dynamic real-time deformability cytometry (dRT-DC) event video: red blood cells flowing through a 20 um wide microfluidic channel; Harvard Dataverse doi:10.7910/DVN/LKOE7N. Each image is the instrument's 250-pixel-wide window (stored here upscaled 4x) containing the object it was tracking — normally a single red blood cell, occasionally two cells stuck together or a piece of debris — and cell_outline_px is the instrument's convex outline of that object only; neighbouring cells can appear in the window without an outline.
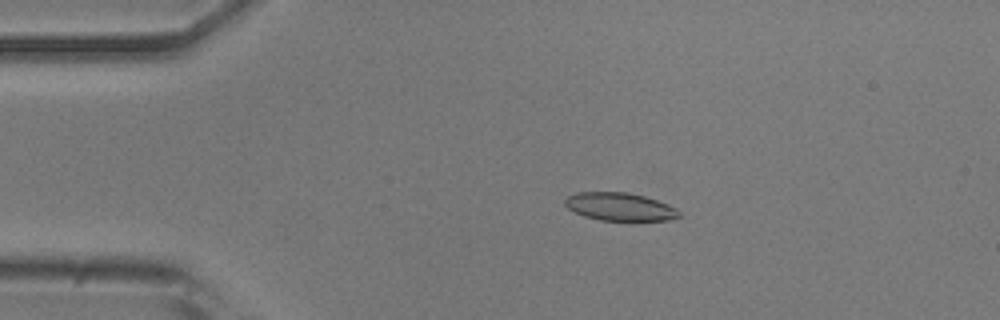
{"species": "common noctule bat (a hibernating species)", "species_latin": "Nyctalus noctula", "temperature_condition": "room temperature", "stored_images_in_passage": 52, "camera_frame_rate_fps": 3000, "um_per_image_px": 0.085, "animal": {"sex": "male", "body_mass_g": 20.5, "forearm_length_mm": 52.5}, "frame": {"image": 1, "passage_image": 10, "time_ms": 3.0, "image_size_px": [1000, 320], "cell_outline_px": [[684, 216], [668, 220], [600, 220], [584, 216], [568, 208], [564, 204], [564, 200], [568, 196], [576, 192], [624, 192], [644, 196], [668, 204], [676, 208]], "centroid_in_image_um": [52.7, 17.57], "position_along_channel_um": 32.3, "area_um2": 18.55}}
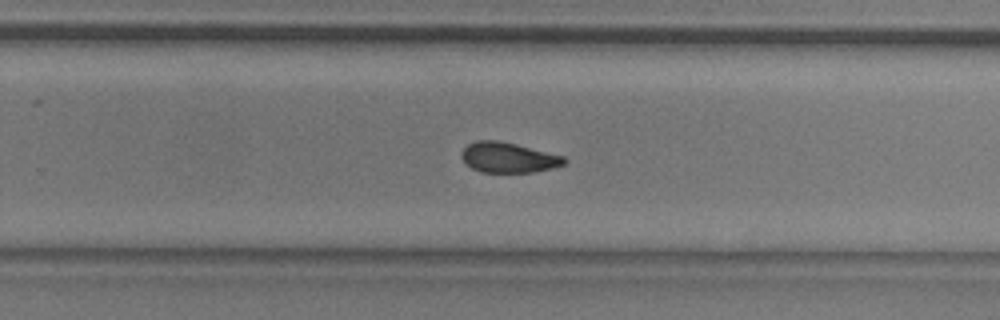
{"frame": {"image": 2, "passage_image": 33, "time_ms": 10.667, "image_size_px": [1000, 320], "cell_outline_px": [[568, 160], [564, 164], [552, 168], [532, 172], [480, 172], [472, 168], [460, 156], [460, 152], [468, 144], [476, 140], [496, 140], [516, 144], [564, 156]], "centroid_in_image_um": [43.2, 13.38], "position_along_channel_um": 286.6, "area_um2": 18.03}}
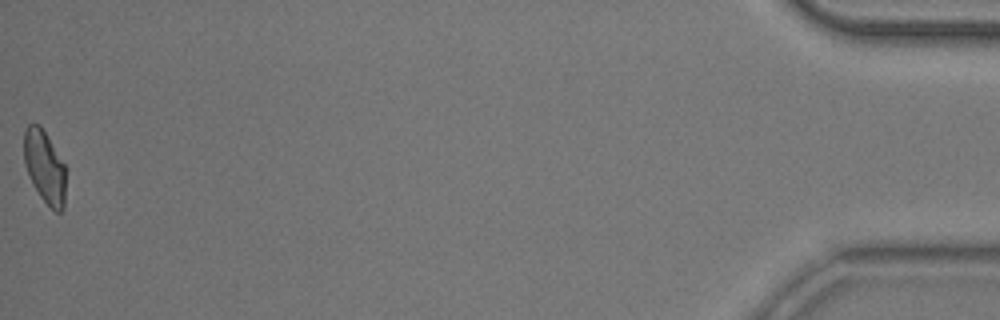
{"frame": {"image": 3, "passage_image": 52, "time_ms": 17.0, "image_size_px": [1000, 320], "cell_outline_px": [[64, 208], [60, 212], [56, 212], [40, 196], [32, 184], [24, 164], [24, 132], [28, 124], [40, 124], [64, 164]], "centroid_in_image_um": [3.76, 14.17], "position_along_channel_um": 431.4, "area_um2": 17.4}, "authors_computed_cell_mechanics": {"area_um2": 18.9006, "velocity_mm_per_s": 3.8696, "shape_relaxation_time_tau1_ms": 7.8829, "shape_relaxation_time_tau2_ms": 2.709, "deformation_change_tau1": 0.1603, "deformation_change_tau2": 0.0757}}